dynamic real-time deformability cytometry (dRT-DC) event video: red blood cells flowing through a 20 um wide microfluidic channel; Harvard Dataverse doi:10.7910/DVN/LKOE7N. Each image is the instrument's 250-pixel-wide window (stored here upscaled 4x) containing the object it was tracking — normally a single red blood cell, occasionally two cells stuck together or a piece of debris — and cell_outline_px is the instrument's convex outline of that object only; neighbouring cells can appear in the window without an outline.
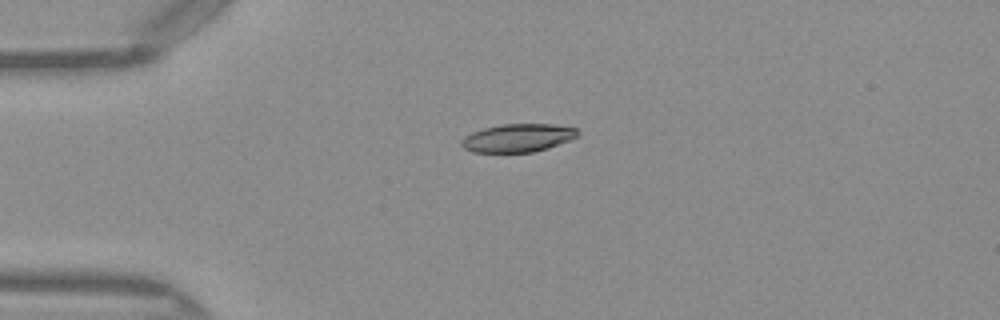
{"species": "Egyptian fruit bat (a non-hibernating species)", "species_latin": "Rousettus aegyptiacus", "temperature_condition": "warm", "stored_images_in_passage": 12, "camera_frame_rate_fps": 3000, "um_per_image_px": 0.085, "frame": {"image": 1, "passage_image": 1, "time_ms": 0.0, "image_size_px": [1000, 320], "cell_outline_px": [[580, 136], [548, 148], [532, 152], [472, 152], [464, 148], [460, 144], [460, 140], [464, 136], [472, 132], [484, 128], [504, 124], [552, 124], [576, 128], [580, 132]], "centroid_in_image_um": [44.02, 11.72], "position_along_channel_um": 41.0, "area_um2": 19.13}}
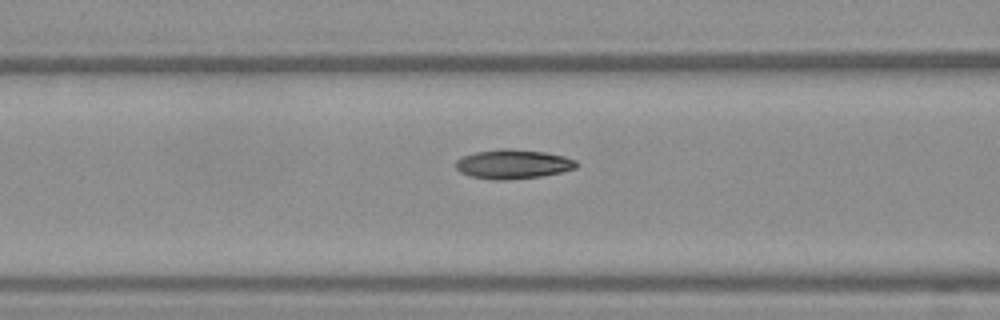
{"frame": {"image": 2, "passage_image": 9, "time_ms": 2.667, "image_size_px": [1000, 320], "cell_outline_px": [[580, 164], [576, 168], [560, 172], [540, 176], [504, 180], [496, 180], [472, 176], [460, 172], [456, 168], [456, 160], [464, 156], [476, 152], [500, 148], [512, 148], [544, 152], [564, 156], [576, 160]], "centroid_in_image_um": [43.63, 13.94], "position_along_channel_um": 123.0, "area_um2": 20.52}}
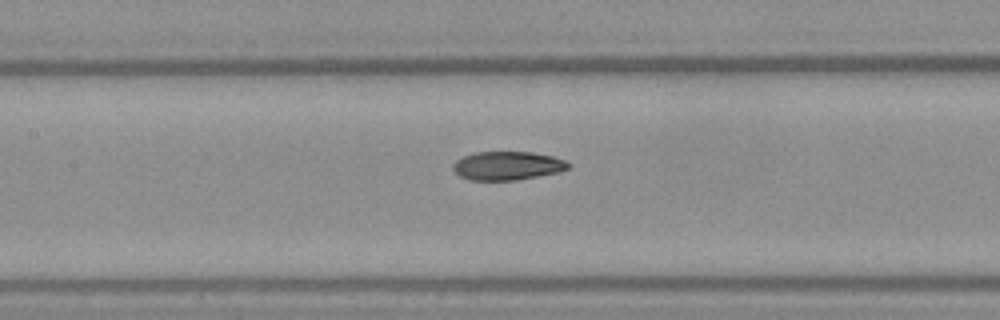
{"frame": {"image": 3, "passage_image": 12, "time_ms": 3.667, "image_size_px": [1000, 320], "cell_outline_px": [[568, 168], [560, 172], [516, 180], [468, 180], [460, 176], [452, 168], [452, 164], [456, 160], [472, 152], [532, 152], [552, 156], [564, 160], [568, 164]], "centroid_in_image_um": [43.09, 14.08], "position_along_channel_um": 164.3, "area_um2": 19.19}}